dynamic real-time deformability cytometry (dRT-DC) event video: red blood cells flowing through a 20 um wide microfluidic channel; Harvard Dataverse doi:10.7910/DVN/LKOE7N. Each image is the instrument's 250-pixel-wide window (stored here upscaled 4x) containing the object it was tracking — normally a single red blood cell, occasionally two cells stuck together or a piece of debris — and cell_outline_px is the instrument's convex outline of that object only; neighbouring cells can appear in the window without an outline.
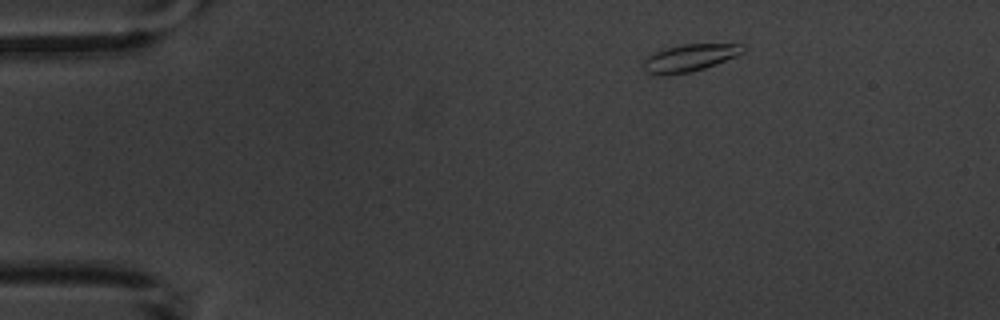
{"species": "common noctule bat (a hibernating species)", "species_latin": "Nyctalus noctula", "temperature_condition": "warm", "stored_images_in_passage": 7, "camera_frame_rate_fps": 3000, "um_per_image_px": 0.085, "animal": {"sex": "male", "body_mass_g": 20.1, "forearm_length_mm": 53.5}, "frame": {"image": 1, "passage_image": 1, "time_ms": 0.0, "image_size_px": [1000, 320], "cell_outline_px": [[748, 48], [744, 52], [736, 56], [704, 68], [688, 72], [644, 72], [640, 60], [664, 48], [684, 44], [744, 44]], "centroid_in_image_um": [58.66, 4.86], "position_along_channel_um": 26.3, "area_um2": 15.37}}
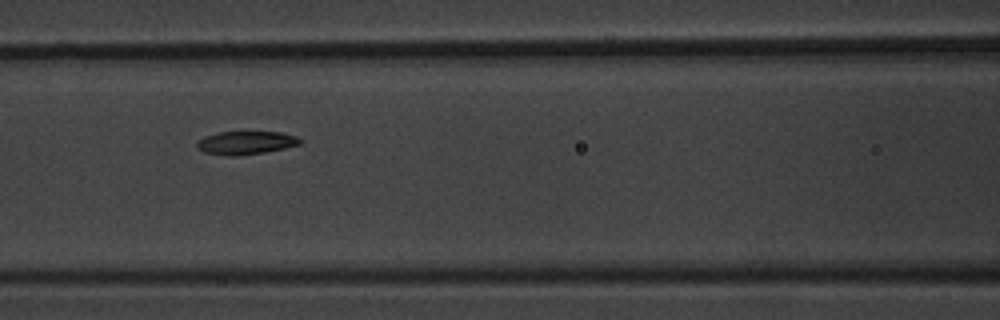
{"frame": {"image": 2, "passage_image": 5, "time_ms": 5.333, "image_size_px": [1000, 320], "cell_outline_px": [[300, 144], [284, 148], [264, 152], [236, 156], [228, 156], [204, 152], [196, 144], [196, 140], [220, 132], [280, 132], [296, 136], [300, 140]], "centroid_in_image_um": [20.89, 12.14], "position_along_channel_um": 145.7, "area_um2": 13.7}}
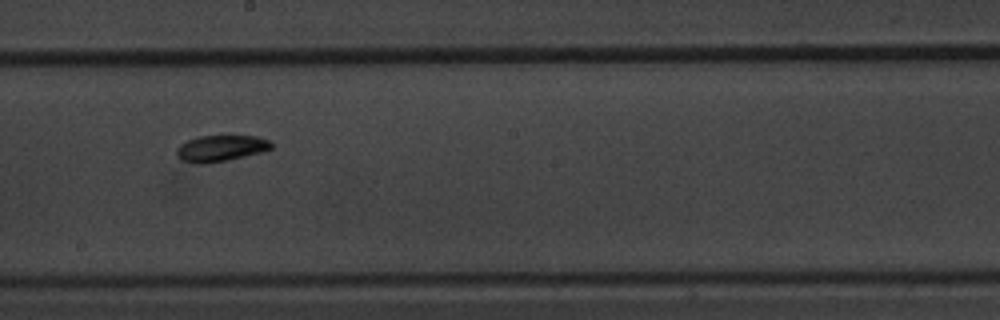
{"frame": {"image": 3, "passage_image": 7, "time_ms": 7.667, "image_size_px": [1000, 320], "cell_outline_px": [[272, 148], [264, 152], [228, 160], [204, 164], [196, 164], [184, 160], [176, 156], [176, 148], [180, 144], [188, 140], [200, 136], [228, 132], [256, 136], [268, 140], [272, 144]], "centroid_in_image_um": [18.8, 12.55], "position_along_channel_um": 229.4, "area_um2": 15.32}}